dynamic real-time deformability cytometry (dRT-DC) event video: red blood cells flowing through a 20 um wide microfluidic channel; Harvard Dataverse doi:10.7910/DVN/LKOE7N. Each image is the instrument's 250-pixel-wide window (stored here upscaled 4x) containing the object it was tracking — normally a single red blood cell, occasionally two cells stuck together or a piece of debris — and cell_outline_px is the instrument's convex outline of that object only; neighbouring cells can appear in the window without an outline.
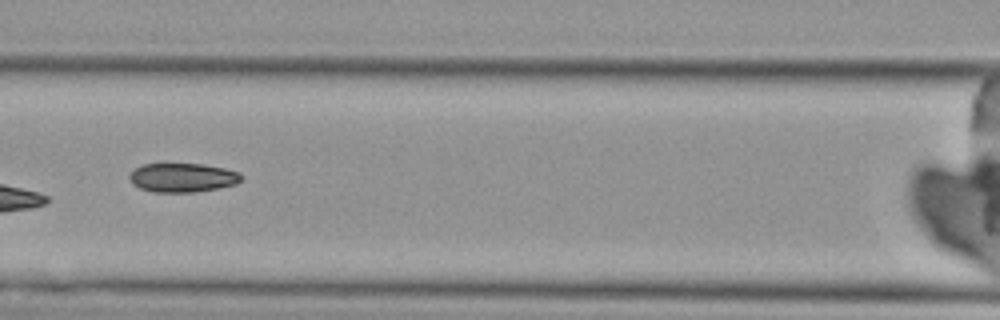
{"species": "Egyptian fruit bat (a non-hibernating species)", "species_latin": "Rousettus aegyptiacus", "temperature_condition": "cold", "stored_images_in_passage": 4, "camera_frame_rate_fps": 3000, "um_per_image_px": 0.085, "animal": {"sex": "female"}, "frame": {"image": 1, "passage_image": 3, "time_ms": 2.667, "image_size_px": [1000, 320], "cell_outline_px": [[240, 180], [236, 184], [196, 192], [152, 192], [140, 188], [132, 184], [128, 176], [136, 168], [144, 164], [200, 164], [224, 168], [240, 172]], "centroid_in_image_um": [15.49, 15.1], "position_along_channel_um": 151.1, "area_um2": 18.73}}
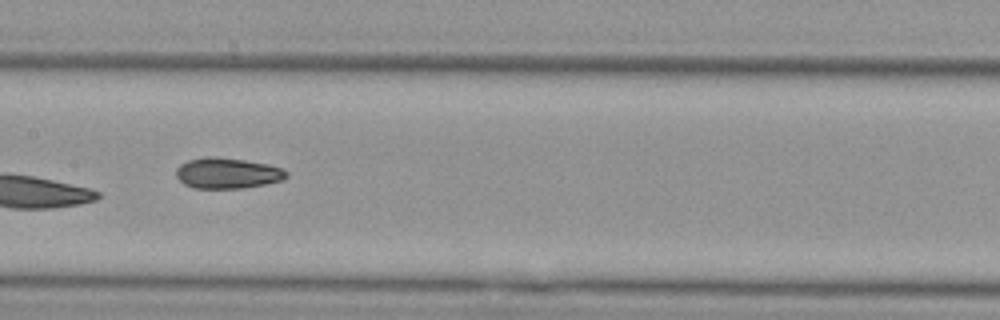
{"frame": {"image": 2, "passage_image": 4, "time_ms": 3.667, "image_size_px": [1000, 320], "cell_outline_px": [[288, 176], [280, 180], [264, 184], [240, 188], [192, 188], [184, 184], [176, 176], [176, 168], [180, 164], [188, 160], [204, 156], [216, 156], [244, 160], [268, 164], [280, 168], [288, 172]], "centroid_in_image_um": [19.28, 14.7], "position_along_channel_um": 188.1, "area_um2": 19.71}}